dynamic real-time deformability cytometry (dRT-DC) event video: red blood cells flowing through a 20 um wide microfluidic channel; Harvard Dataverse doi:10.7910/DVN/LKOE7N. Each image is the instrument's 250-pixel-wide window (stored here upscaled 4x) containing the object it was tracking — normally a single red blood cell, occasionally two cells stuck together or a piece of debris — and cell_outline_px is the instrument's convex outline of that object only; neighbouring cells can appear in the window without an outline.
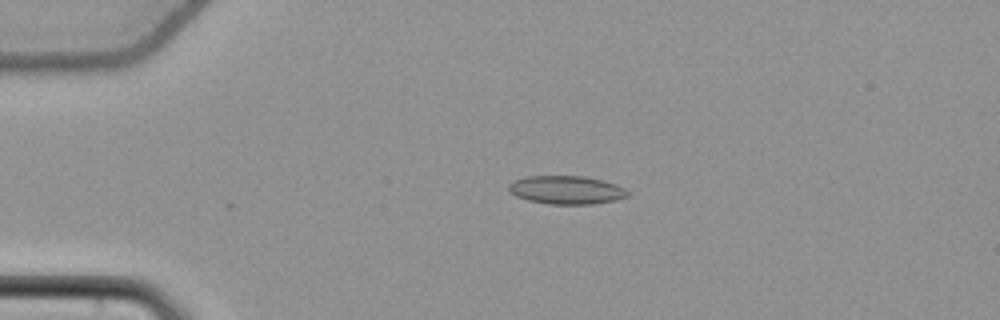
{"species": "common noctule bat (a hibernating species)", "species_latin": "Nyctalus noctula", "temperature_condition": "cold", "stored_images_in_passage": 44, "camera_frame_rate_fps": 3000, "um_per_image_px": 0.085, "animal": {"sex": "female", "body_mass_g": 22.7, "forearm_length_mm": 54.2}, "frame": {"image": 1, "passage_image": 2, "time_ms": 0.333, "image_size_px": [1000, 320], "cell_outline_px": [[632, 192], [628, 196], [616, 200], [592, 204], [548, 204], [528, 200], [516, 196], [508, 192], [508, 184], [512, 180], [524, 176], [584, 176], [604, 180], [616, 184]], "centroid_in_image_um": [48.13, 16.14], "position_along_channel_um": 36.9, "area_um2": 20.0}}
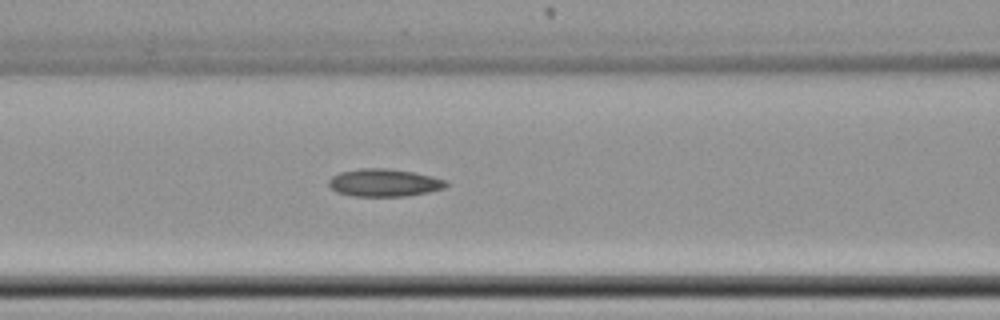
{"frame": {"image": 2, "passage_image": 13, "time_ms": 4.0, "image_size_px": [1000, 320], "cell_outline_px": [[448, 184], [444, 188], [428, 192], [408, 196], [352, 196], [336, 192], [328, 184], [328, 180], [332, 176], [340, 172], [360, 168], [388, 168], [412, 172], [432, 176], [448, 180]], "centroid_in_image_um": [32.65, 15.53], "position_along_channel_um": 133.9, "area_um2": 19.02}}
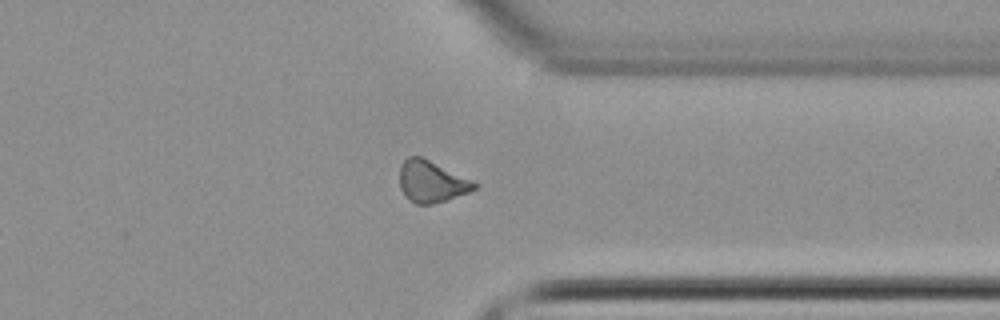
{"frame": {"image": 3, "passage_image": 32, "time_ms": 10.333, "image_size_px": [1000, 320], "cell_outline_px": [[480, 184], [476, 188], [468, 192], [432, 204], [416, 204], [408, 200], [404, 196], [400, 188], [400, 164], [408, 156], [420, 156]], "centroid_in_image_um": [36.64, 15.44], "position_along_channel_um": 374.8, "area_um2": 17.92}, "authors_computed_cell_mechanics": {"area_um2": 18.5538, "velocity_mm_per_s": 3.8378, "shape_relaxation_time_tau1_ms": 3.5608, "shape_relaxation_time_tau2_ms": null, "deformation_change_tau1": 0.0843, "deformation_change_tau2": null}}